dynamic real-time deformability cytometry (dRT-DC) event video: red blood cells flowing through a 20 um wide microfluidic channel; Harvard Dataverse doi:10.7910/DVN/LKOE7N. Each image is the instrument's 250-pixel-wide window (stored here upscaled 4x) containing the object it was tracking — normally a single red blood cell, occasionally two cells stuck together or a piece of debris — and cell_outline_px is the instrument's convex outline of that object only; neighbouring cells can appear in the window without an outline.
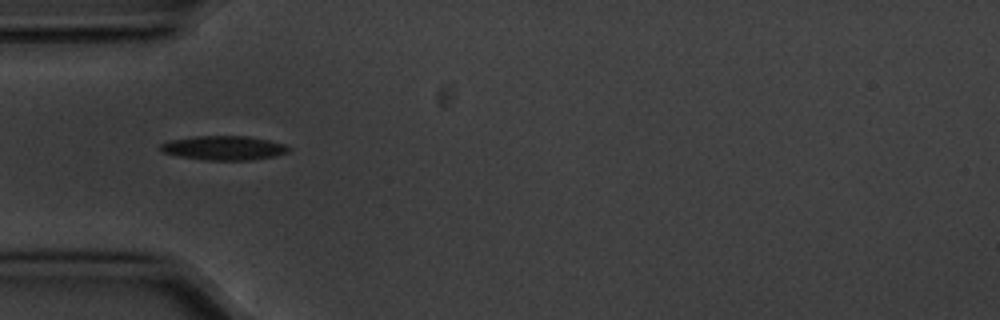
{"species": "common noctule bat (a hibernating species)", "species_latin": "Nyctalus noctula", "temperature_condition": "cold", "stored_images_in_passage": 2, "camera_frame_rate_fps": 3000, "um_per_image_px": 0.085, "animal": {"sex": "male", "body_mass_g": 20.1, "forearm_length_mm": 53.5}, "frame": {"image": 1, "passage_image": 1, "time_ms": 0.0, "image_size_px": [1000, 320], "cell_outline_px": [[292, 148], [288, 152], [276, 156], [252, 160], [208, 160], [180, 156], [160, 152], [160, 144], [172, 140], [196, 136], [248, 136], [268, 140], [284, 144]], "centroid_in_image_um": [19.06, 12.58], "position_along_channel_um": 65.9, "area_um2": 18.03}}